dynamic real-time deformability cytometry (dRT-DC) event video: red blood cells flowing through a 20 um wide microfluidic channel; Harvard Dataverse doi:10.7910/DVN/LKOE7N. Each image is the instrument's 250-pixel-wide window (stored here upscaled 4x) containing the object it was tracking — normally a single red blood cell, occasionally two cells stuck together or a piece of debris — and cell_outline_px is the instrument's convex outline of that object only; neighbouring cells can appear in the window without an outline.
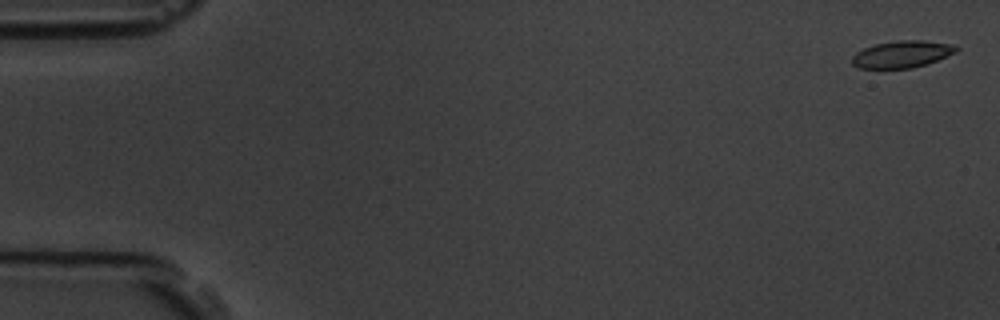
{"species": "common noctule bat (a hibernating species)", "species_latin": "Nyctalus noctula", "temperature_condition": "room temperature", "stored_images_in_passage": 7, "camera_frame_rate_fps": 3000, "um_per_image_px": 0.085, "animal": {"sex": "male", "body_mass_g": 19.5, "forearm_length_mm": 54.6}, "frame": {"image": 1, "passage_image": 1, "time_ms": 0.0, "image_size_px": [1000, 320], "cell_outline_px": [[960, 48], [956, 52], [936, 60], [912, 68], [860, 68], [852, 64], [852, 56], [856, 52], [864, 48], [876, 44], [896, 40], [924, 40], [956, 44]], "centroid_in_image_um": [76.69, 4.59], "position_along_channel_um": 8.3, "area_um2": 16.36}}
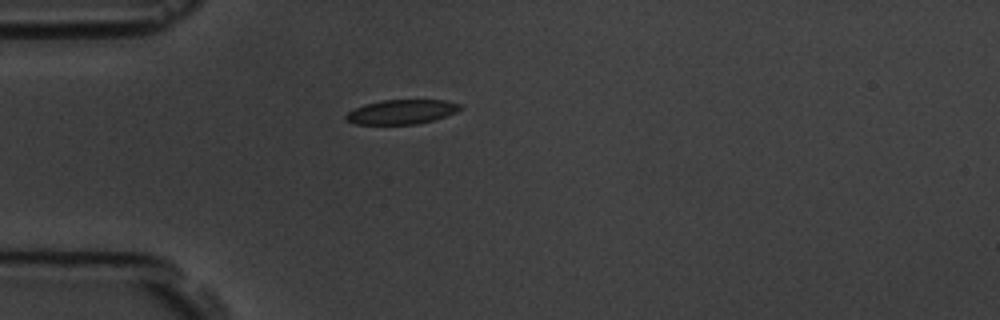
{"frame": {"image": 2, "passage_image": 5, "time_ms": 4.667, "image_size_px": [1000, 320], "cell_outline_px": [[460, 108], [456, 112], [432, 120], [416, 124], [356, 124], [344, 120], [344, 116], [348, 112], [364, 104], [380, 100], [448, 100], [460, 104]], "centroid_in_image_um": [34.09, 9.5], "position_along_channel_um": 50.9, "area_um2": 16.18}}
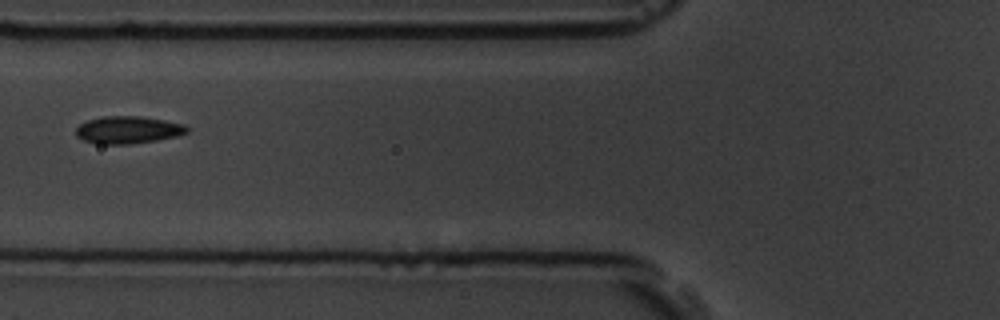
{"frame": {"image": 3, "passage_image": 7, "time_ms": 6.667, "image_size_px": [1000, 320], "cell_outline_px": [[188, 132], [176, 136], [156, 140], [128, 144], [96, 144], [84, 140], [76, 136], [76, 128], [80, 124], [88, 120], [104, 116], [140, 116], [164, 120], [184, 124], [188, 128]], "centroid_in_image_um": [10.86, 11.04], "position_along_channel_um": 114.9, "area_um2": 17.63}}